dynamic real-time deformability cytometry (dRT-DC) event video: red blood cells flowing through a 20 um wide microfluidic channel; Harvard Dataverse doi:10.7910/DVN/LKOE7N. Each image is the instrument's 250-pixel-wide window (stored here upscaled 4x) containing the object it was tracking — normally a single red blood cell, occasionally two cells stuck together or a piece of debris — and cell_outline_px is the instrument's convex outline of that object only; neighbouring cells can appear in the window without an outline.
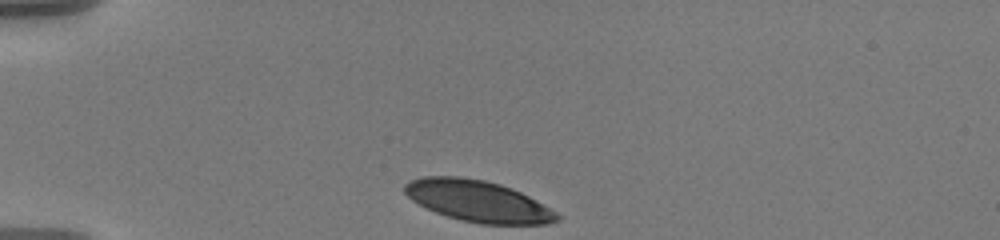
{"species": "human", "species_latin": "Homo sapiens", "temperature_condition": "warm", "stored_images_in_passage": 36, "camera_frame_rate_fps": 3000, "um_per_image_px": 0.085, "donor": {"sex": "male"}, "frame": {"image": 1, "passage_image": 1, "time_ms": 0.0, "image_size_px": [1000, 240], "cell_outline_px": [[560, 220], [548, 224], [480, 224], [460, 220], [436, 212], [412, 200], [404, 192], [404, 184], [408, 180], [424, 176], [460, 176], [484, 180], [500, 184], [512, 188], [528, 196], [556, 212], [560, 216]], "centroid_in_image_um": [40.61, 17.09], "position_along_channel_um": 44.4, "area_um2": 36.59}}
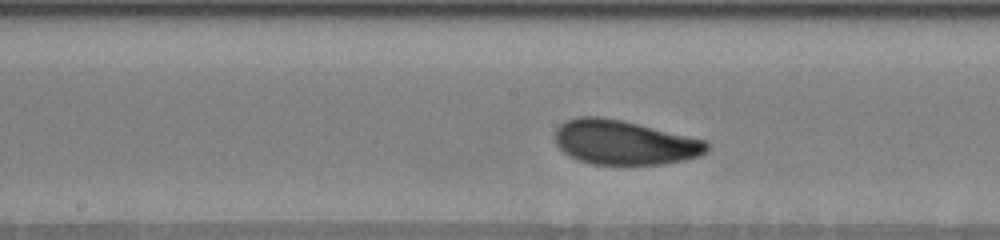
{"frame": {"image": 2, "passage_image": 17, "time_ms": 5.333, "image_size_px": [1000, 240], "cell_outline_px": [[708, 148], [700, 156], [684, 160], [664, 164], [592, 164], [580, 160], [564, 152], [556, 144], [556, 128], [560, 124], [576, 116], [600, 116], [624, 120], [704, 140], [708, 144]], "centroid_in_image_um": [53.05, 12.09], "position_along_channel_um": 195.1, "area_um2": 39.07}}
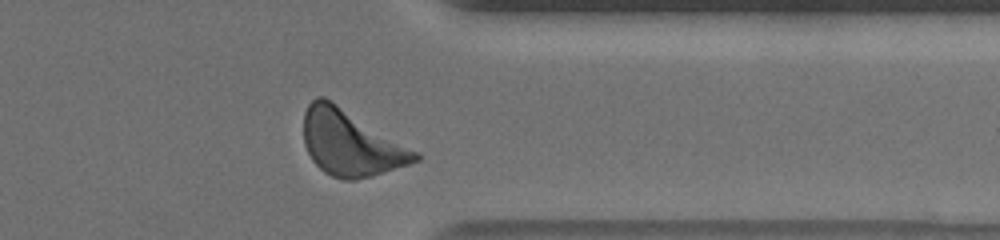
{"frame": {"image": 3, "passage_image": 33, "time_ms": 10.667, "image_size_px": [1000, 240], "cell_outline_px": [[420, 160], [372, 176], [356, 180], [344, 180], [332, 176], [324, 172], [312, 160], [304, 144], [304, 112], [308, 104], [316, 96], [324, 96], [420, 152]], "centroid_in_image_um": [29.81, 12.15], "position_along_channel_um": 381.6, "area_um2": 42.66}, "authors_computed_cell_mechanics": {"area_um2": 39.0728, "velocity_mm_per_s": 3.5489, "shape_relaxation_time_tau1_ms": 3.6849, "shape_relaxation_time_tau2_ms": null, "deformation_change_tau1": 0.1302, "deformation_change_tau2": null}}